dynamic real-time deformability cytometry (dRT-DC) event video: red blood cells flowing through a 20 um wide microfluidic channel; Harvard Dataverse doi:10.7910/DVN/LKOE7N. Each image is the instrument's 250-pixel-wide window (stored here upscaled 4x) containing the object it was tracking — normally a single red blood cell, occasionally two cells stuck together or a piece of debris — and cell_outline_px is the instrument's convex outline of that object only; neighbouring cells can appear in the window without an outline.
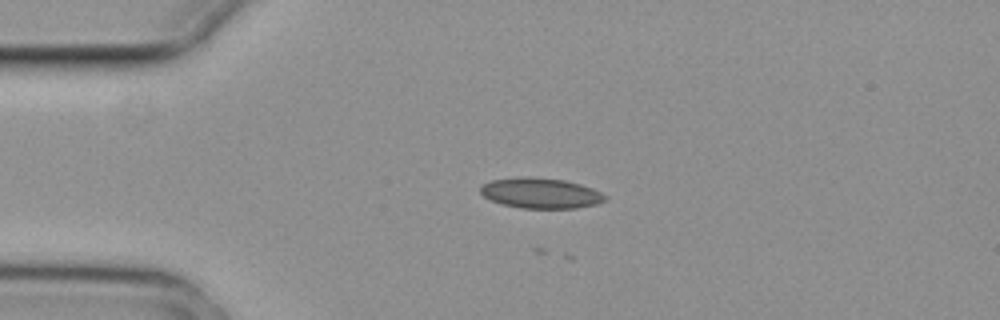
{"species": "common noctule bat (a hibernating species)", "species_latin": "Nyctalus noctula", "temperature_condition": "cold", "stored_images_in_passage": 4, "camera_frame_rate_fps": 3000, "um_per_image_px": 0.085, "animal": {"sex": "female", "body_mass_g": 29.2, "forearm_length_mm": 56.3}, "frame": {"image": 1, "passage_image": 2, "time_ms": 0.333, "image_size_px": [1000, 320], "cell_outline_px": [[608, 200], [596, 204], [576, 208], [520, 208], [504, 204], [492, 200], [484, 196], [480, 192], [480, 184], [492, 180], [564, 180], [580, 184], [592, 188], [608, 196]], "centroid_in_image_um": [46.03, 16.47], "position_along_channel_um": 39.0, "area_um2": 21.04}}
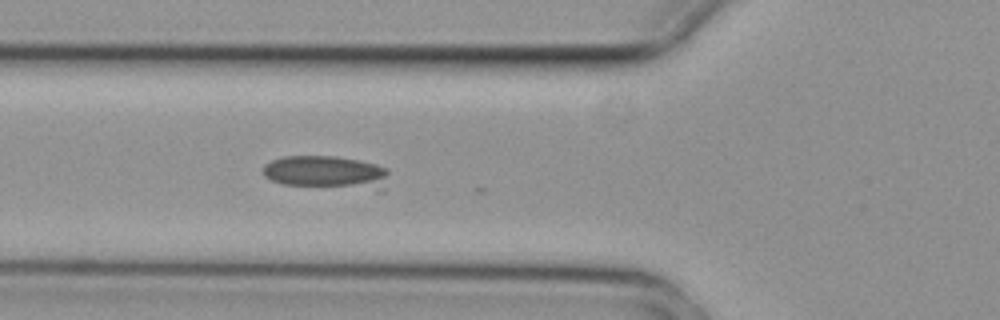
{"frame": {"image": 2, "passage_image": 4, "time_ms": 1.0, "image_size_px": [1000, 320], "cell_outline_px": [[388, 172], [384, 192], [376, 192], [284, 184], [272, 180], [264, 176], [264, 164], [272, 160], [284, 156], [336, 156], [376, 164], [388, 168]], "centroid_in_image_um": [27.84, 14.7], "position_along_channel_um": 98.0, "area_um2": 25.09}}